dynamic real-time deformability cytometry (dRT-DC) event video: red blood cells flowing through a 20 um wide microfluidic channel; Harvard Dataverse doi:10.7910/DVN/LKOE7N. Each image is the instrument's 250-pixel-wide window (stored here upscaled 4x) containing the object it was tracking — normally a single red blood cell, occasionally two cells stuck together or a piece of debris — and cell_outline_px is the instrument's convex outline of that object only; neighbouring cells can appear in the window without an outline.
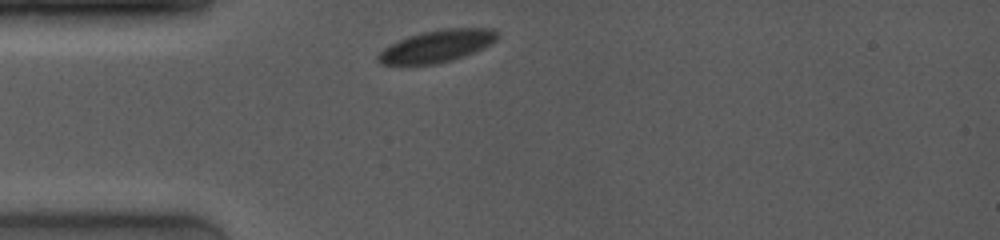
{"species": "common noctule bat (a hibernating species)", "species_latin": "Nyctalus noctula", "temperature_condition": "room temperature", "stored_images_in_passage": 40, "camera_frame_rate_fps": 4000, "um_per_image_px": 0.085, "animal": {"sex": "female", "body_mass_g": 19.0, "forearm_length_mm": 53.3}, "frame": {"image": 1, "passage_image": 1, "time_ms": 0.0, "image_size_px": [1000, 240], "cell_outline_px": [[500, 36], [492, 44], [484, 48], [464, 56], [452, 60], [436, 64], [380, 64], [376, 60], [376, 56], [384, 48], [400, 40], [420, 32], [448, 28], [492, 28], [500, 32]], "centroid_in_image_um": [37.2, 3.91], "position_along_channel_um": 47.8, "area_um2": 22.37}}
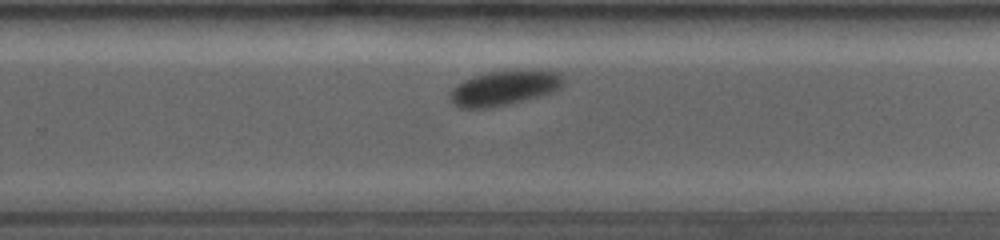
{"frame": {"image": 2, "passage_image": 19, "time_ms": 6.5, "image_size_px": [1000, 240], "cell_outline_px": [[564, 84], [560, 88], [552, 92], [508, 104], [488, 108], [460, 108], [452, 104], [452, 88], [464, 80], [472, 76], [488, 72], [536, 68], [560, 72], [564, 76]], "centroid_in_image_um": [42.93, 7.44], "position_along_channel_um": 286.9, "area_um2": 23.24}}
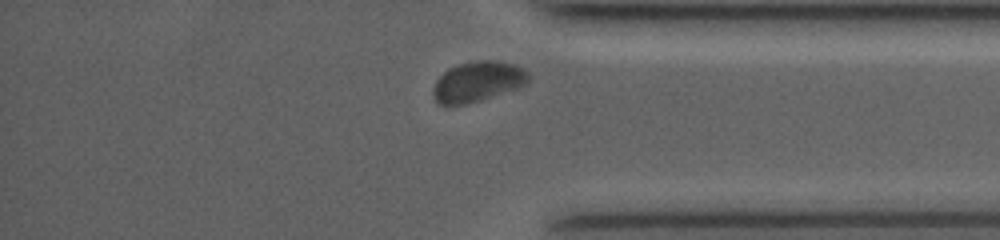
{"frame": {"image": 3, "passage_image": 35, "time_ms": 9.25, "image_size_px": [1000, 240], "cell_outline_px": [[528, 84], [520, 88], [480, 100], [464, 104], [436, 104], [432, 92], [432, 88], [436, 80], [448, 68], [460, 64], [476, 60], [496, 60], [516, 64], [524, 68], [528, 72]], "centroid_in_image_um": [40.63, 6.92], "position_along_channel_um": 394.6, "area_um2": 22.6}, "authors_computed_cell_mechanics": {"area_um2": 22.7732, "velocity_mm_per_s": 3.9247, "shape_relaxation_time_tau1_ms": 0.8012, "shape_relaxation_time_tau2_ms": null, "deformation_change_tau1": 0.0625, "deformation_change_tau2": null}}